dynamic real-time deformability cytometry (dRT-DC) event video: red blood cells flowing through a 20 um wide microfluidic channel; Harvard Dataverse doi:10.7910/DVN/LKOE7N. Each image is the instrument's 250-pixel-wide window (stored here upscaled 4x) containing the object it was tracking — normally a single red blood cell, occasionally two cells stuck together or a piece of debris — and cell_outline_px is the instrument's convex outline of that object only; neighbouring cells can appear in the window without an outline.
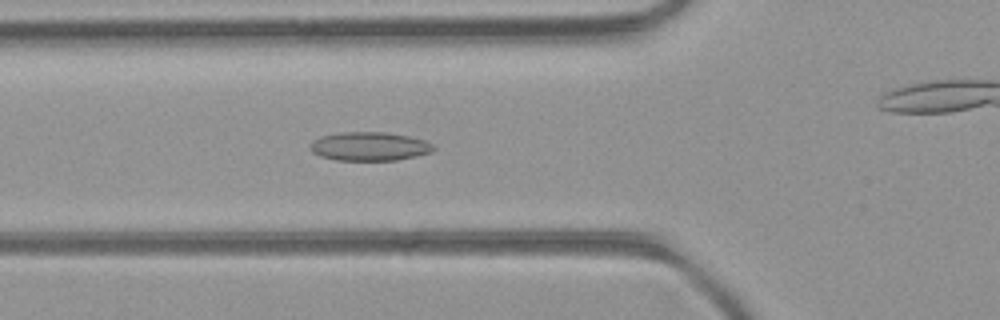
{"species": "common noctule bat (a hibernating species)", "species_latin": "Nyctalus noctula", "temperature_condition": "room temperature", "stored_images_in_passage": 37, "camera_frame_rate_fps": 3000, "um_per_image_px": 0.085, "animal": {"sex": "female", "body_mass_g": 21.9}, "frame": {"image": 1, "passage_image": 5, "time_ms": 1.333, "image_size_px": [1000, 320], "cell_outline_px": [[436, 148], [432, 152], [416, 156], [396, 160], [336, 160], [320, 156], [312, 152], [308, 148], [312, 140], [320, 136], [340, 132], [384, 132], [408, 136], [424, 140], [432, 144]], "centroid_in_image_um": [31.37, 12.44], "position_along_channel_um": 94.4, "area_um2": 20.75}}
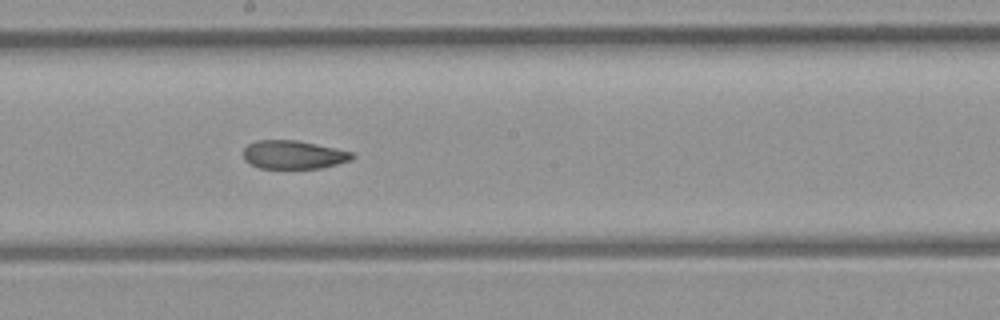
{"frame": {"image": 2, "passage_image": 14, "time_ms": 4.333, "image_size_px": [1000, 320], "cell_outline_px": [[356, 156], [352, 160], [320, 168], [260, 168], [244, 160], [244, 148], [248, 144], [256, 140], [296, 140], [316, 144], [352, 152]], "centroid_in_image_um": [24.95, 13.15], "position_along_channel_um": 223.3, "area_um2": 17.92}}
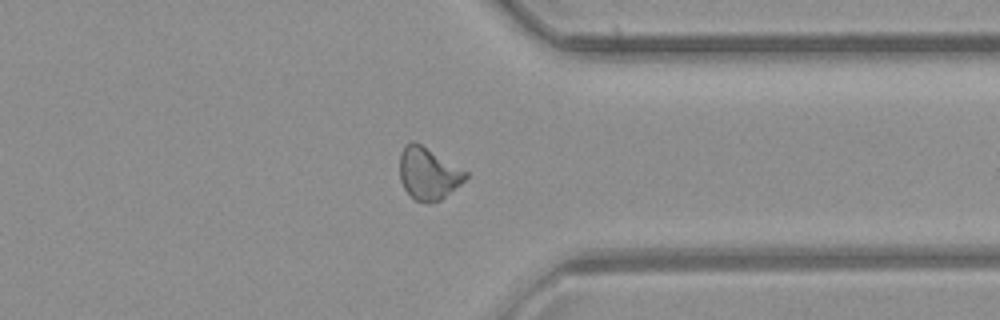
{"frame": {"image": 3, "passage_image": 25, "time_ms": 8.0, "image_size_px": [1000, 320], "cell_outline_px": [[468, 176], [460, 184], [440, 200], [416, 200], [404, 188], [400, 180], [400, 152], [404, 144], [412, 140], [416, 140], [468, 172]], "centroid_in_image_um": [36.38, 14.67], "position_along_channel_um": 375.0, "area_um2": 19.83}, "authors_computed_cell_mechanics": {"area_um2": 19.5364, "velocity_mm_per_s": 4.2687, "shape_relaxation_time_tau1_ms": null, "shape_relaxation_time_tau2_ms": 3.2171, "deformation_change_tau1": null, "deformation_change_tau2": 0.0853}}